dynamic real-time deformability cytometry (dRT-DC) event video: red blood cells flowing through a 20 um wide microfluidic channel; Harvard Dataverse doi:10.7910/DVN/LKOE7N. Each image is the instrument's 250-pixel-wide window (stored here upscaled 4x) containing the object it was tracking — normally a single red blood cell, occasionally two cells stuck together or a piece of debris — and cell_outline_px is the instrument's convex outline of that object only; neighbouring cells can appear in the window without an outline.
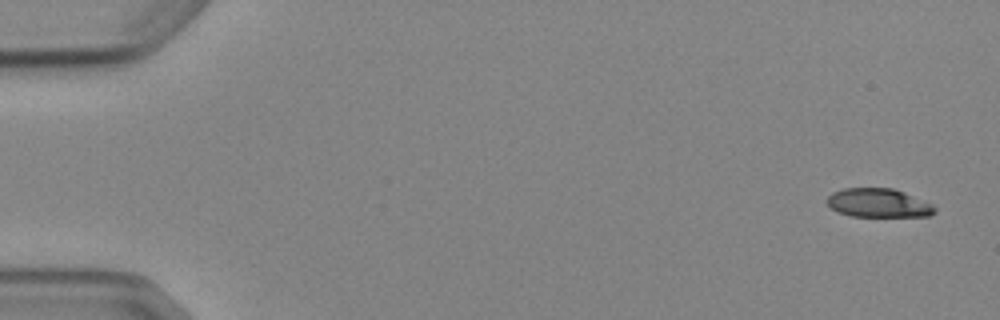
{"species": "Egyptian fruit bat (a non-hibernating species)", "species_latin": "Rousettus aegyptiacus", "temperature_condition": "cold", "stored_images_in_passage": 5, "camera_frame_rate_fps": 3000, "um_per_image_px": 0.085, "animal": {"sex": "female"}, "frame": {"image": 1, "passage_image": 1, "time_ms": 0.0, "image_size_px": [1000, 320], "cell_outline_px": [[936, 212], [928, 216], [852, 216], [840, 212], [832, 208], [824, 200], [832, 192], [844, 188], [892, 188], [904, 192], [932, 204], [936, 208]], "centroid_in_image_um": [74.66, 17.24], "position_along_channel_um": 10.3, "area_um2": 17.98}}
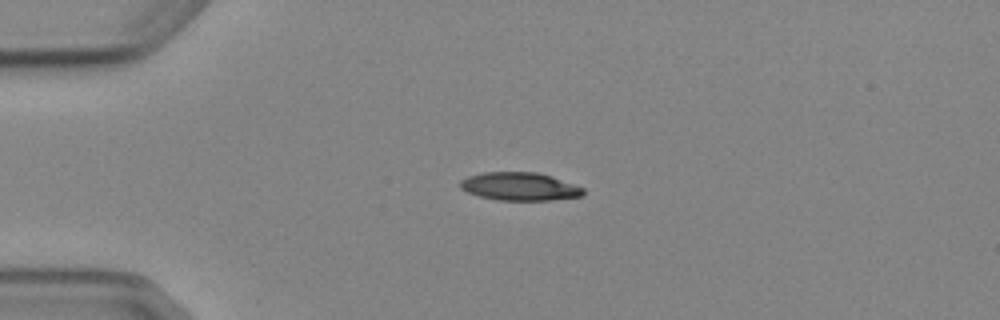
{"frame": {"image": 2, "passage_image": 4, "time_ms": 3.667, "image_size_px": [1000, 320], "cell_outline_px": [[584, 196], [552, 200], [496, 200], [480, 196], [468, 192], [460, 188], [460, 180], [468, 176], [484, 172], [536, 172], [552, 176], [584, 188]], "centroid_in_image_um": [44.18, 15.85], "position_along_channel_um": 40.8, "area_um2": 20.17}}